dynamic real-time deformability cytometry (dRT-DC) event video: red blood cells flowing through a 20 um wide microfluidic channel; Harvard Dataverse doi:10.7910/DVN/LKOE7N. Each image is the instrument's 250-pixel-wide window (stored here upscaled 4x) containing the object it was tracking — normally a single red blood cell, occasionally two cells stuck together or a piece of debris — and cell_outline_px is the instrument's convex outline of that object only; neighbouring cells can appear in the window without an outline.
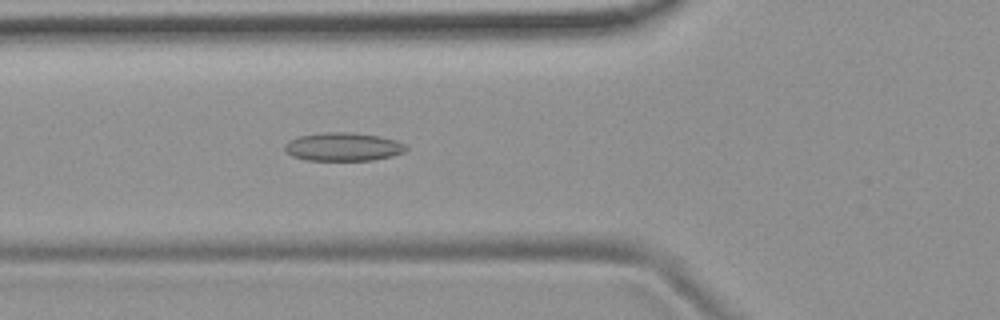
{"species": "common noctule bat (a hibernating species)", "species_latin": "Nyctalus noctula", "temperature_condition": "room temperature", "stored_images_in_passage": 54, "camera_frame_rate_fps": 3000, "um_per_image_px": 0.085, "animal": {"sex": "female", "body_mass_g": 19.9}, "frame": {"image": 1, "passage_image": 20, "time_ms": 6.333, "image_size_px": [1000, 320], "cell_outline_px": [[408, 148], [404, 152], [392, 156], [372, 160], [304, 160], [292, 156], [284, 152], [284, 144], [288, 140], [300, 136], [324, 132], [352, 132], [380, 136], [396, 140], [404, 144]], "centroid_in_image_um": [29.14, 12.47], "position_along_channel_um": 96.7, "area_um2": 20.23}}
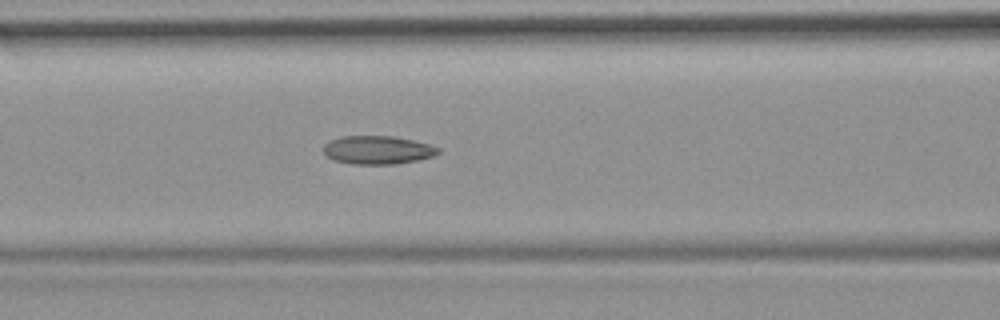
{"frame": {"image": 2, "passage_image": 23, "time_ms": 7.333, "image_size_px": [1000, 320], "cell_outline_px": [[440, 152], [432, 156], [416, 160], [396, 164], [352, 164], [332, 160], [324, 152], [324, 144], [340, 136], [392, 136], [412, 140], [428, 144], [440, 148]], "centroid_in_image_um": [32.08, 12.75], "position_along_channel_um": 134.5, "area_um2": 18.84}}
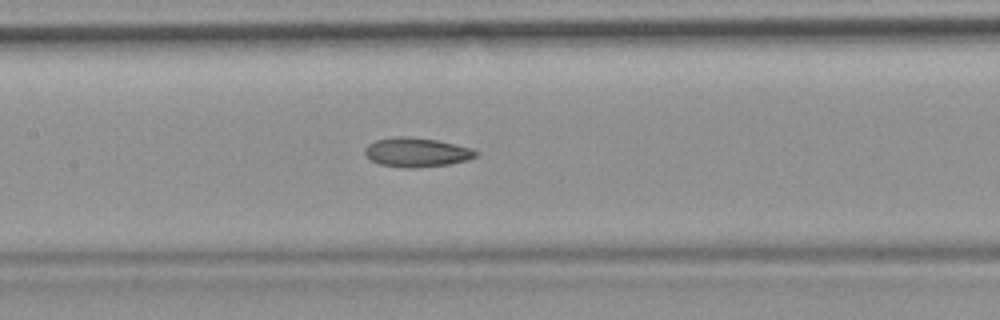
{"frame": {"image": 3, "passage_image": 26, "time_ms": 8.333, "image_size_px": [1000, 320], "cell_outline_px": [[480, 152], [476, 156], [468, 160], [448, 164], [412, 168], [404, 168], [380, 164], [372, 160], [364, 152], [364, 148], [368, 144], [376, 140], [396, 136], [408, 136], [436, 140], [468, 148]], "centroid_in_image_um": [35.39, 12.94], "position_along_channel_um": 172.0, "area_um2": 18.67}, "authors_computed_cell_mechanics": {"area_um2": 19.3919, "velocity_mm_per_s": 3.748, "shape_relaxation_time_tau1_ms": null, "shape_relaxation_time_tau2_ms": 2.6918, "deformation_change_tau1": null, "deformation_change_tau2": 0.0986}}